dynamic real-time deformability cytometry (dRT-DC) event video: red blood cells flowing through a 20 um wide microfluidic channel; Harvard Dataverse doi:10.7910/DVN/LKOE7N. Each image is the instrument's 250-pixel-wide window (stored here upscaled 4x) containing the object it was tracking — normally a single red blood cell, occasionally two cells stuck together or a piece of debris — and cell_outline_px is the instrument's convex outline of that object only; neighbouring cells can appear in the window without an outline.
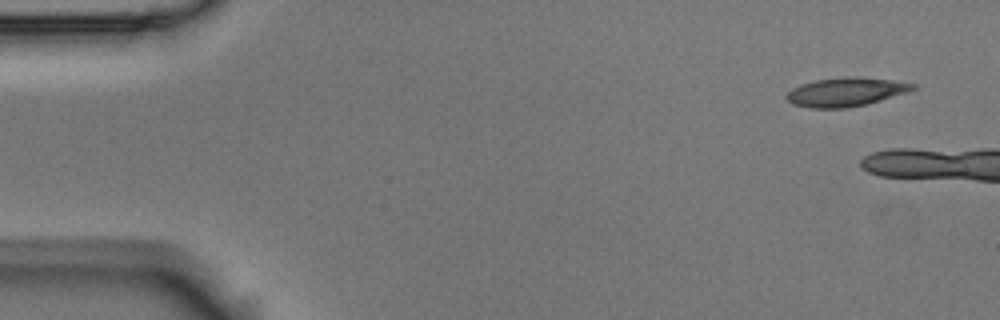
{"species": "Egyptian fruit bat (a non-hibernating species)", "species_latin": "Rousettus aegyptiacus", "temperature_condition": "room temperature", "stored_images_in_passage": 8, "camera_frame_rate_fps": 3000, "um_per_image_px": 0.085, "animal": {"sex": "male"}, "frame": {"image": 1, "passage_image": 1, "time_ms": 0.0, "image_size_px": [1000, 320], "cell_outline_px": [[916, 88], [880, 100], [864, 104], [844, 108], [812, 108], [792, 104], [784, 96], [792, 88], [800, 84], [816, 80], [848, 76], [856, 76], [892, 80], [916, 84]], "centroid_in_image_um": [71.84, 7.8], "position_along_channel_um": 13.2, "area_um2": 20.92}}
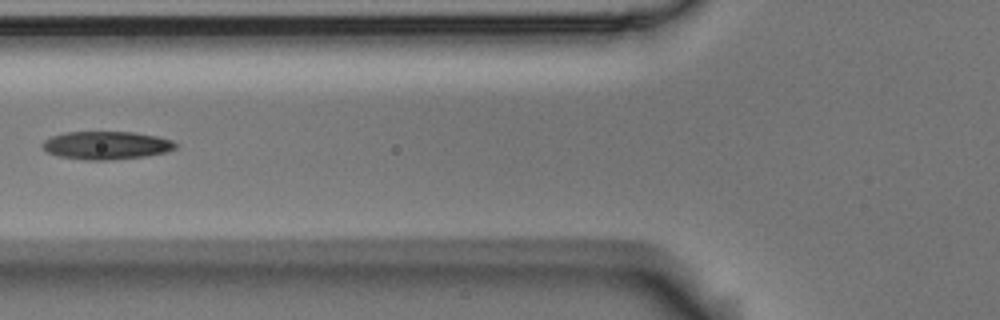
{"frame": {"image": 2, "passage_image": 7, "time_ms": 2.0, "image_size_px": [1000, 320], "cell_outline_px": [[176, 148], [164, 152], [144, 156], [108, 160], [84, 160], [56, 156], [48, 152], [40, 144], [44, 140], [52, 136], [64, 132], [132, 132], [156, 136], [172, 140], [176, 144]], "centroid_in_image_um": [8.99, 12.35], "position_along_channel_um": 116.8, "area_um2": 21.68}}
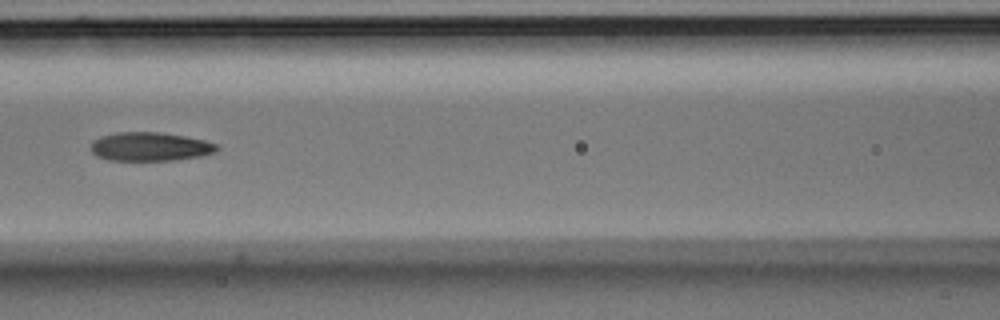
{"frame": {"image": 3, "passage_image": 8, "time_ms": 2.333, "image_size_px": [1000, 320], "cell_outline_px": [[220, 148], [216, 152], [200, 156], [176, 160], [108, 160], [96, 156], [92, 152], [92, 140], [100, 136], [116, 132], [160, 132], [184, 136], [204, 140], [220, 144]], "centroid_in_image_um": [12.78, 12.46], "position_along_channel_um": 153.8, "area_um2": 21.27}}